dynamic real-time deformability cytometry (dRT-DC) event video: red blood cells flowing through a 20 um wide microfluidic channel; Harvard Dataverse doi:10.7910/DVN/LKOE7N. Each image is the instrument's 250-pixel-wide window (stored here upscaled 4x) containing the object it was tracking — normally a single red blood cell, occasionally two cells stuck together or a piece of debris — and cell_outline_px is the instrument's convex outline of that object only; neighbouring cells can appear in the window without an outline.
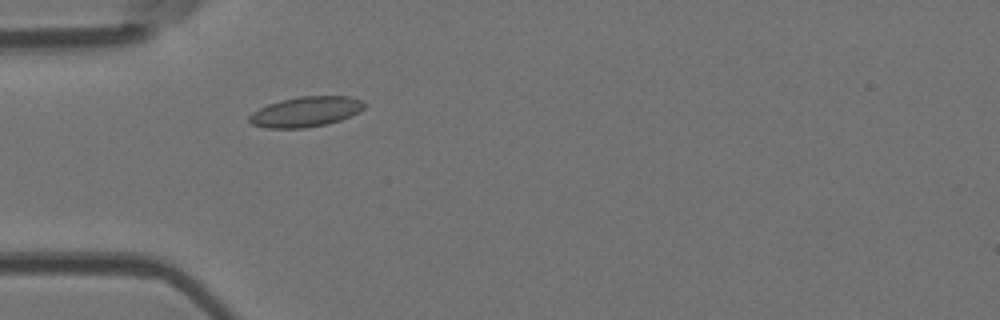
{"species": "Egyptian fruit bat (a non-hibernating species)", "species_latin": "Rousettus aegyptiacus", "temperature_condition": "room temperature", "stored_images_in_passage": 3, "camera_frame_rate_fps": 3000, "um_per_image_px": 0.085, "animal": {"sex": "female"}, "frame": {"image": 1, "passage_image": 3, "time_ms": 3.333, "image_size_px": [1000, 320], "cell_outline_px": [[364, 108], [360, 112], [340, 120], [324, 124], [304, 128], [264, 128], [252, 124], [248, 120], [248, 116], [252, 112], [268, 104], [280, 100], [300, 96], [352, 96], [364, 100]], "centroid_in_image_um": [26.0, 9.49], "position_along_channel_um": 59.0, "area_um2": 20.35}}